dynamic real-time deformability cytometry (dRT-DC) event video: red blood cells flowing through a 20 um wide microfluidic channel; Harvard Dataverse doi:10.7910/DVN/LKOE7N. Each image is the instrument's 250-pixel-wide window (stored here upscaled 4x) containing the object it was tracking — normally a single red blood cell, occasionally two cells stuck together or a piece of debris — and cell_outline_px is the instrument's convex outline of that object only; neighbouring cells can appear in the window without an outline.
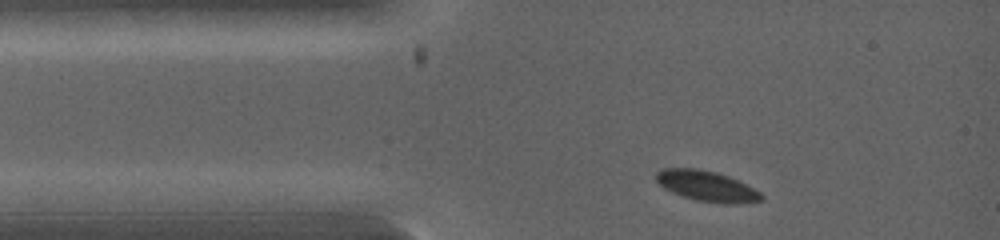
{"species": "common noctule bat (a hibernating species)", "species_latin": "Nyctalus noctula", "temperature_condition": "warm", "stored_images_in_passage": 2, "camera_frame_rate_fps": 5000, "um_per_image_px": 0.085, "animal": {"sex": "female", "body_mass_g": 19.0, "forearm_length_mm": 53.3}, "frame": {"image": 1, "passage_image": 1, "time_ms": 0.0, "image_size_px": [1000, 240], "cell_outline_px": [[764, 200], [736, 204], [724, 204], [696, 200], [672, 192], [664, 188], [656, 180], [656, 172], [664, 168], [696, 168], [716, 172], [728, 176], [760, 192], [764, 196]], "centroid_in_image_um": [60.07, 15.82], "position_along_channel_um": 24.9, "area_um2": 18.55}}